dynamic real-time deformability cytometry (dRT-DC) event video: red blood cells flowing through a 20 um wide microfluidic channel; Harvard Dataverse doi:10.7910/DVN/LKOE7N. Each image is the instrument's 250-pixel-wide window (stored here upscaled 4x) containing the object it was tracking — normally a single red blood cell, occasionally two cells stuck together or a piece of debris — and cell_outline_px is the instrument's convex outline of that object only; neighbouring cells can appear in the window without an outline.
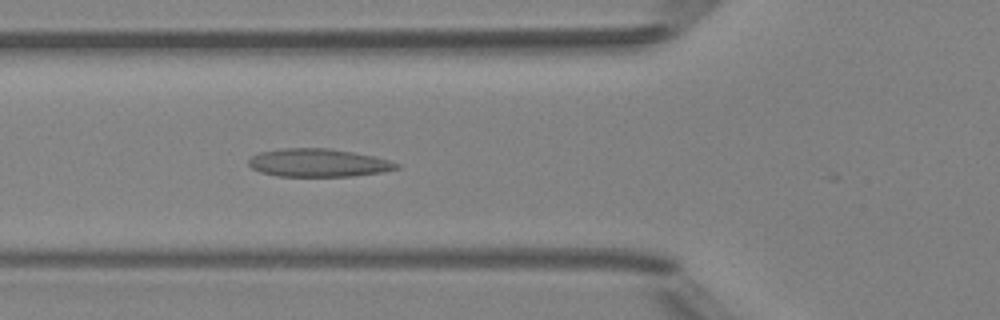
{"species": "Egyptian fruit bat (a non-hibernating species)", "species_latin": "Rousettus aegyptiacus", "temperature_condition": "room temperature", "stored_images_in_passage": 4, "camera_frame_rate_fps": 3000, "um_per_image_px": 0.085, "animal": {"sex": "female"}, "frame": {"image": 1, "passage_image": 4, "time_ms": 3.333, "image_size_px": [1000, 320], "cell_outline_px": [[400, 168], [384, 172], [352, 176], [276, 176], [260, 172], [252, 168], [248, 164], [248, 160], [252, 156], [260, 152], [284, 148], [328, 148], [352, 152], [372, 156], [388, 160], [400, 164]], "centroid_in_image_um": [27.05, 13.84], "position_along_channel_um": 98.7, "area_um2": 24.16}}